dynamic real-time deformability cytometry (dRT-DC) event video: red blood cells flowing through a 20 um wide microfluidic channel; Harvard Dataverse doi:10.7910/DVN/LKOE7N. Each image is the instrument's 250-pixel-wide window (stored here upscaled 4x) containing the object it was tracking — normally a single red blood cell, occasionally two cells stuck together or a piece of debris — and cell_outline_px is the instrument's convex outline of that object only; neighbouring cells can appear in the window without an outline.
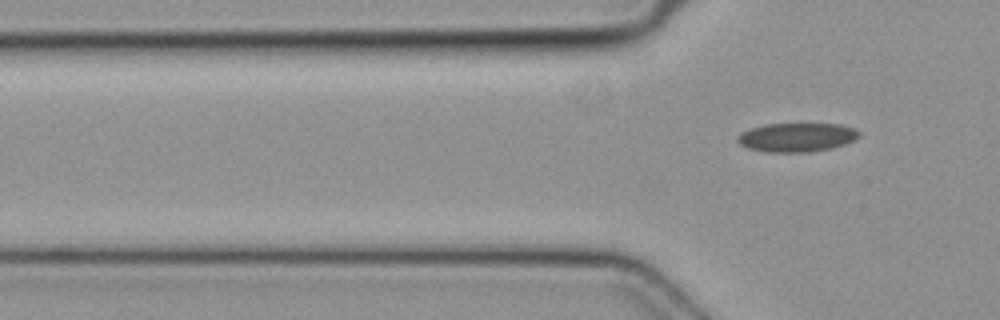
{"species": "common noctule bat (a hibernating species)", "species_latin": "Nyctalus noctula", "temperature_condition": "cold", "stored_images_in_passage": 3, "camera_frame_rate_fps": 3000, "um_per_image_px": 0.085, "animal": {"sex": "female", "body_mass_g": 19.3, "forearm_length_mm": 54.1}, "frame": {"image": 1, "passage_image": 3, "time_ms": 0.667, "image_size_px": [1000, 320], "cell_outline_px": [[860, 136], [856, 140], [832, 148], [808, 152], [764, 152], [748, 148], [740, 144], [736, 140], [736, 136], [752, 128], [764, 124], [840, 124], [856, 128], [860, 132]], "centroid_in_image_um": [67.76, 11.67], "position_along_channel_um": 58.0, "area_um2": 20.58}}